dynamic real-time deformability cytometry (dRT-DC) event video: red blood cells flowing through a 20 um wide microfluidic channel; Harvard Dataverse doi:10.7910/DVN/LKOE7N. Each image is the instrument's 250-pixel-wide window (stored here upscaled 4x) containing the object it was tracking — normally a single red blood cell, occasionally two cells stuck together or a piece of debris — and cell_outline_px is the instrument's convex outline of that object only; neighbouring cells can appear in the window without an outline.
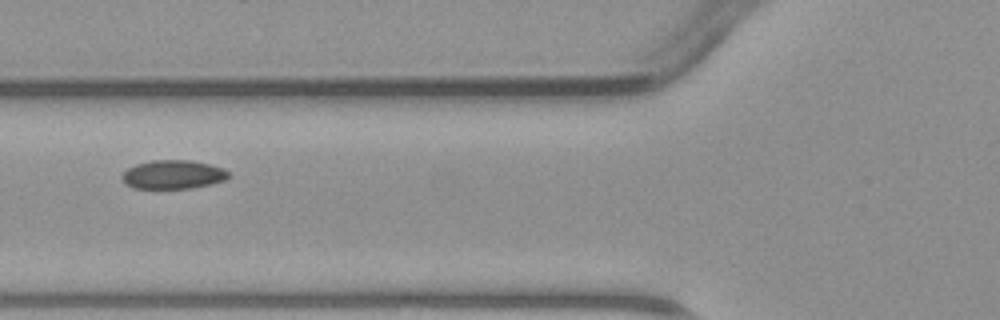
{"species": "common noctule bat (a hibernating species)", "species_latin": "Nyctalus noctula", "temperature_condition": "warm", "stored_images_in_passage": 2, "camera_frame_rate_fps": 3000, "um_per_image_px": 0.085, "animal": {"sex": "male", "body_mass_g": 23.1, "forearm_length_mm": 52.7}, "frame": {"image": 1, "passage_image": 2, "time_ms": 1.0, "image_size_px": [1000, 320], "cell_outline_px": [[232, 176], [224, 180], [212, 184], [192, 188], [132, 188], [124, 184], [120, 176], [128, 168], [136, 164], [152, 160], [192, 160], [224, 168]], "centroid_in_image_um": [14.71, 14.84], "position_along_channel_um": 111.1, "area_um2": 18.03}}